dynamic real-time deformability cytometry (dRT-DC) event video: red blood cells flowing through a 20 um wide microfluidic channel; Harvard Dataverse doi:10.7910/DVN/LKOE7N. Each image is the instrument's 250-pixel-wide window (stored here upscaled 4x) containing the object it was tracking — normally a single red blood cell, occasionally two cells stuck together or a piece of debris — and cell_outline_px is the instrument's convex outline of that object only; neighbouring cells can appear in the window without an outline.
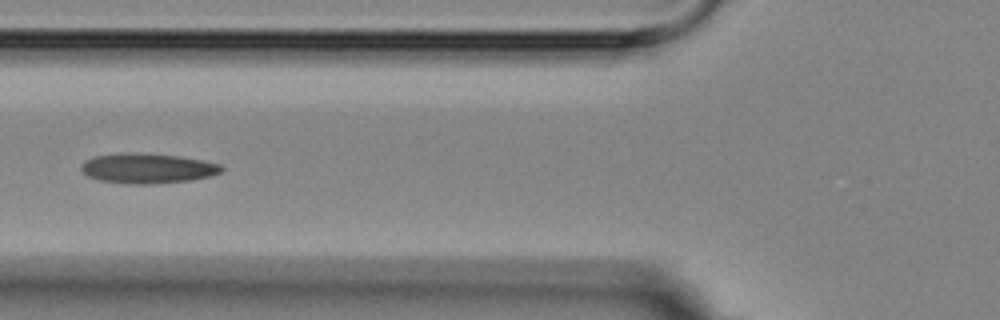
{"species": "Egyptian fruit bat (a non-hibernating species)", "species_latin": "Rousettus aegyptiacus", "temperature_condition": "room temperature", "stored_images_in_passage": 6, "camera_frame_rate_fps": 3000, "um_per_image_px": 0.085, "animal": {"sex": "female"}, "frame": {"image": 1, "passage_image": 6, "time_ms": 5.667, "image_size_px": [1000, 320], "cell_outline_px": [[224, 168], [220, 172], [208, 176], [192, 180], [152, 184], [132, 184], [100, 180], [88, 176], [80, 168], [80, 164], [84, 160], [96, 156], [120, 152], [128, 152], [180, 156], [220, 164]], "centroid_in_image_um": [12.5, 14.3], "position_along_channel_um": 113.3, "area_um2": 24.45}}